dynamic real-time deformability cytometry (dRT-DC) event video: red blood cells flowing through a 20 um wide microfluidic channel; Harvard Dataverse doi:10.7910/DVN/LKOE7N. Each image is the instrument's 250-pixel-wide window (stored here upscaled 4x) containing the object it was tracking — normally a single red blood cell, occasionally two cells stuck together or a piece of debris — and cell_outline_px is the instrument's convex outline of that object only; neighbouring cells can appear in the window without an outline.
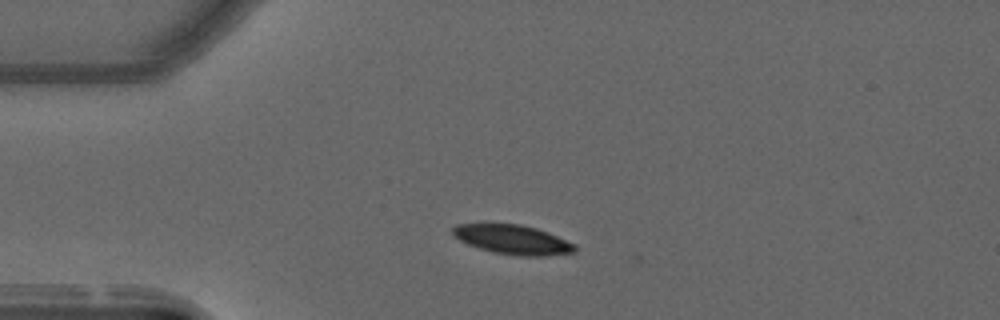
{"species": "common noctule bat (a hibernating species)", "species_latin": "Nyctalus noctula", "temperature_condition": "warm", "stored_images_in_passage": 3, "camera_frame_rate_fps": 3000, "um_per_image_px": 0.085, "animal": {"sex": "male", "forearm_length_mm": 52.5}, "frame": {"image": 1, "passage_image": 2, "time_ms": 0.333, "image_size_px": [1000, 320], "cell_outline_px": [[576, 252], [548, 256], [524, 256], [492, 252], [468, 244], [452, 236], [452, 228], [456, 224], [520, 224], [536, 228], [548, 232], [576, 244]], "centroid_in_image_um": [43.6, 20.37], "position_along_channel_um": 41.4, "area_um2": 20.92}}